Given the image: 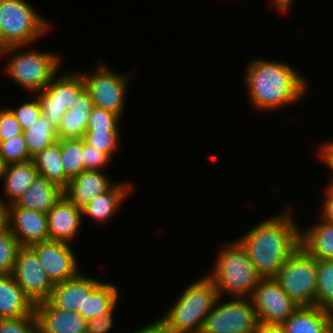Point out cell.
Returning <instances> with one entry per match:
<instances>
[{
  "instance_id": "obj_37",
  "label": "cell",
  "mask_w": 333,
  "mask_h": 333,
  "mask_svg": "<svg viewBox=\"0 0 333 333\" xmlns=\"http://www.w3.org/2000/svg\"><path fill=\"white\" fill-rule=\"evenodd\" d=\"M83 162L85 170L103 171L112 162V158L86 143L83 139Z\"/></svg>"
},
{
  "instance_id": "obj_18",
  "label": "cell",
  "mask_w": 333,
  "mask_h": 333,
  "mask_svg": "<svg viewBox=\"0 0 333 333\" xmlns=\"http://www.w3.org/2000/svg\"><path fill=\"white\" fill-rule=\"evenodd\" d=\"M38 333H78L86 331L87 321L78 312L54 308L48 301L35 305Z\"/></svg>"
},
{
  "instance_id": "obj_6",
  "label": "cell",
  "mask_w": 333,
  "mask_h": 333,
  "mask_svg": "<svg viewBox=\"0 0 333 333\" xmlns=\"http://www.w3.org/2000/svg\"><path fill=\"white\" fill-rule=\"evenodd\" d=\"M50 24L29 1L0 0L1 51L10 46H33L50 33Z\"/></svg>"
},
{
  "instance_id": "obj_8",
  "label": "cell",
  "mask_w": 333,
  "mask_h": 333,
  "mask_svg": "<svg viewBox=\"0 0 333 333\" xmlns=\"http://www.w3.org/2000/svg\"><path fill=\"white\" fill-rule=\"evenodd\" d=\"M274 278L297 305L315 306L317 260L301 247L284 263Z\"/></svg>"
},
{
  "instance_id": "obj_20",
  "label": "cell",
  "mask_w": 333,
  "mask_h": 333,
  "mask_svg": "<svg viewBox=\"0 0 333 333\" xmlns=\"http://www.w3.org/2000/svg\"><path fill=\"white\" fill-rule=\"evenodd\" d=\"M94 107L88 90L84 87L75 97L73 106L67 110L57 126L59 139H83Z\"/></svg>"
},
{
  "instance_id": "obj_9",
  "label": "cell",
  "mask_w": 333,
  "mask_h": 333,
  "mask_svg": "<svg viewBox=\"0 0 333 333\" xmlns=\"http://www.w3.org/2000/svg\"><path fill=\"white\" fill-rule=\"evenodd\" d=\"M219 296L200 333H256L258 315L249 297ZM222 301V302H221Z\"/></svg>"
},
{
  "instance_id": "obj_30",
  "label": "cell",
  "mask_w": 333,
  "mask_h": 333,
  "mask_svg": "<svg viewBox=\"0 0 333 333\" xmlns=\"http://www.w3.org/2000/svg\"><path fill=\"white\" fill-rule=\"evenodd\" d=\"M83 159V139H61V164L70 180L85 170Z\"/></svg>"
},
{
  "instance_id": "obj_39",
  "label": "cell",
  "mask_w": 333,
  "mask_h": 333,
  "mask_svg": "<svg viewBox=\"0 0 333 333\" xmlns=\"http://www.w3.org/2000/svg\"><path fill=\"white\" fill-rule=\"evenodd\" d=\"M116 306L108 313L97 316L87 321V333H109L114 326V312Z\"/></svg>"
},
{
  "instance_id": "obj_33",
  "label": "cell",
  "mask_w": 333,
  "mask_h": 333,
  "mask_svg": "<svg viewBox=\"0 0 333 333\" xmlns=\"http://www.w3.org/2000/svg\"><path fill=\"white\" fill-rule=\"evenodd\" d=\"M119 133L120 131H86L83 139L113 159L121 144L119 140L121 134Z\"/></svg>"
},
{
  "instance_id": "obj_45",
  "label": "cell",
  "mask_w": 333,
  "mask_h": 333,
  "mask_svg": "<svg viewBox=\"0 0 333 333\" xmlns=\"http://www.w3.org/2000/svg\"><path fill=\"white\" fill-rule=\"evenodd\" d=\"M256 333H286L283 325L259 323Z\"/></svg>"
},
{
  "instance_id": "obj_29",
  "label": "cell",
  "mask_w": 333,
  "mask_h": 333,
  "mask_svg": "<svg viewBox=\"0 0 333 333\" xmlns=\"http://www.w3.org/2000/svg\"><path fill=\"white\" fill-rule=\"evenodd\" d=\"M315 306L333 314V259L317 260Z\"/></svg>"
},
{
  "instance_id": "obj_17",
  "label": "cell",
  "mask_w": 333,
  "mask_h": 333,
  "mask_svg": "<svg viewBox=\"0 0 333 333\" xmlns=\"http://www.w3.org/2000/svg\"><path fill=\"white\" fill-rule=\"evenodd\" d=\"M104 171L84 170L70 180L63 195L75 206L83 208L97 195L108 191L116 182Z\"/></svg>"
},
{
  "instance_id": "obj_10",
  "label": "cell",
  "mask_w": 333,
  "mask_h": 333,
  "mask_svg": "<svg viewBox=\"0 0 333 333\" xmlns=\"http://www.w3.org/2000/svg\"><path fill=\"white\" fill-rule=\"evenodd\" d=\"M80 72H59L41 92L35 94L40 102L42 115L56 127L63 114L73 106L76 95L85 87Z\"/></svg>"
},
{
  "instance_id": "obj_23",
  "label": "cell",
  "mask_w": 333,
  "mask_h": 333,
  "mask_svg": "<svg viewBox=\"0 0 333 333\" xmlns=\"http://www.w3.org/2000/svg\"><path fill=\"white\" fill-rule=\"evenodd\" d=\"M29 314H35V305L11 274L0 275V318H17Z\"/></svg>"
},
{
  "instance_id": "obj_13",
  "label": "cell",
  "mask_w": 333,
  "mask_h": 333,
  "mask_svg": "<svg viewBox=\"0 0 333 333\" xmlns=\"http://www.w3.org/2000/svg\"><path fill=\"white\" fill-rule=\"evenodd\" d=\"M71 245L65 242L47 240L29 246L36 253L53 284L72 279L81 272L76 253Z\"/></svg>"
},
{
  "instance_id": "obj_24",
  "label": "cell",
  "mask_w": 333,
  "mask_h": 333,
  "mask_svg": "<svg viewBox=\"0 0 333 333\" xmlns=\"http://www.w3.org/2000/svg\"><path fill=\"white\" fill-rule=\"evenodd\" d=\"M332 325V313L317 306H300L283 324L286 333H325Z\"/></svg>"
},
{
  "instance_id": "obj_47",
  "label": "cell",
  "mask_w": 333,
  "mask_h": 333,
  "mask_svg": "<svg viewBox=\"0 0 333 333\" xmlns=\"http://www.w3.org/2000/svg\"><path fill=\"white\" fill-rule=\"evenodd\" d=\"M325 333H333V325Z\"/></svg>"
},
{
  "instance_id": "obj_31",
  "label": "cell",
  "mask_w": 333,
  "mask_h": 333,
  "mask_svg": "<svg viewBox=\"0 0 333 333\" xmlns=\"http://www.w3.org/2000/svg\"><path fill=\"white\" fill-rule=\"evenodd\" d=\"M21 247L9 227L0 230V275L12 274Z\"/></svg>"
},
{
  "instance_id": "obj_1",
  "label": "cell",
  "mask_w": 333,
  "mask_h": 333,
  "mask_svg": "<svg viewBox=\"0 0 333 333\" xmlns=\"http://www.w3.org/2000/svg\"><path fill=\"white\" fill-rule=\"evenodd\" d=\"M292 206L267 217L235 238L247 251L261 278H274L300 247V226ZM291 209V210H290Z\"/></svg>"
},
{
  "instance_id": "obj_16",
  "label": "cell",
  "mask_w": 333,
  "mask_h": 333,
  "mask_svg": "<svg viewBox=\"0 0 333 333\" xmlns=\"http://www.w3.org/2000/svg\"><path fill=\"white\" fill-rule=\"evenodd\" d=\"M86 275L82 271L74 278L54 284L47 300L54 308L68 312H77L83 307L86 296L103 281Z\"/></svg>"
},
{
  "instance_id": "obj_19",
  "label": "cell",
  "mask_w": 333,
  "mask_h": 333,
  "mask_svg": "<svg viewBox=\"0 0 333 333\" xmlns=\"http://www.w3.org/2000/svg\"><path fill=\"white\" fill-rule=\"evenodd\" d=\"M133 183L116 182L108 191L97 195L82 208L83 218L89 217L92 221L105 224L112 220L124 200L134 191ZM133 189V190H132Z\"/></svg>"
},
{
  "instance_id": "obj_22",
  "label": "cell",
  "mask_w": 333,
  "mask_h": 333,
  "mask_svg": "<svg viewBox=\"0 0 333 333\" xmlns=\"http://www.w3.org/2000/svg\"><path fill=\"white\" fill-rule=\"evenodd\" d=\"M314 225L300 227V247L316 260L333 259V223L319 216Z\"/></svg>"
},
{
  "instance_id": "obj_5",
  "label": "cell",
  "mask_w": 333,
  "mask_h": 333,
  "mask_svg": "<svg viewBox=\"0 0 333 333\" xmlns=\"http://www.w3.org/2000/svg\"><path fill=\"white\" fill-rule=\"evenodd\" d=\"M207 276L216 286L218 296L250 297L261 277L247 251L234 239L223 243Z\"/></svg>"
},
{
  "instance_id": "obj_11",
  "label": "cell",
  "mask_w": 333,
  "mask_h": 333,
  "mask_svg": "<svg viewBox=\"0 0 333 333\" xmlns=\"http://www.w3.org/2000/svg\"><path fill=\"white\" fill-rule=\"evenodd\" d=\"M260 323L283 325L300 307L275 278H261L249 297Z\"/></svg>"
},
{
  "instance_id": "obj_42",
  "label": "cell",
  "mask_w": 333,
  "mask_h": 333,
  "mask_svg": "<svg viewBox=\"0 0 333 333\" xmlns=\"http://www.w3.org/2000/svg\"><path fill=\"white\" fill-rule=\"evenodd\" d=\"M132 333H166L162 323L155 319V321H152L151 323L147 324L146 326L138 327V329H135Z\"/></svg>"
},
{
  "instance_id": "obj_35",
  "label": "cell",
  "mask_w": 333,
  "mask_h": 333,
  "mask_svg": "<svg viewBox=\"0 0 333 333\" xmlns=\"http://www.w3.org/2000/svg\"><path fill=\"white\" fill-rule=\"evenodd\" d=\"M121 120L117 114L94 106L87 131H121Z\"/></svg>"
},
{
  "instance_id": "obj_36",
  "label": "cell",
  "mask_w": 333,
  "mask_h": 333,
  "mask_svg": "<svg viewBox=\"0 0 333 333\" xmlns=\"http://www.w3.org/2000/svg\"><path fill=\"white\" fill-rule=\"evenodd\" d=\"M0 333H38L36 314L17 318H0Z\"/></svg>"
},
{
  "instance_id": "obj_21",
  "label": "cell",
  "mask_w": 333,
  "mask_h": 333,
  "mask_svg": "<svg viewBox=\"0 0 333 333\" xmlns=\"http://www.w3.org/2000/svg\"><path fill=\"white\" fill-rule=\"evenodd\" d=\"M63 189L37 174L29 189L9 207H20L47 213L62 197Z\"/></svg>"
},
{
  "instance_id": "obj_46",
  "label": "cell",
  "mask_w": 333,
  "mask_h": 333,
  "mask_svg": "<svg viewBox=\"0 0 333 333\" xmlns=\"http://www.w3.org/2000/svg\"><path fill=\"white\" fill-rule=\"evenodd\" d=\"M5 166H6V164L4 163V161L2 160V158L0 156V180L2 179L3 173L5 171Z\"/></svg>"
},
{
  "instance_id": "obj_38",
  "label": "cell",
  "mask_w": 333,
  "mask_h": 333,
  "mask_svg": "<svg viewBox=\"0 0 333 333\" xmlns=\"http://www.w3.org/2000/svg\"><path fill=\"white\" fill-rule=\"evenodd\" d=\"M23 133L13 112L6 106L0 109V142Z\"/></svg>"
},
{
  "instance_id": "obj_28",
  "label": "cell",
  "mask_w": 333,
  "mask_h": 333,
  "mask_svg": "<svg viewBox=\"0 0 333 333\" xmlns=\"http://www.w3.org/2000/svg\"><path fill=\"white\" fill-rule=\"evenodd\" d=\"M23 135L27 144L28 153L31 157H34L44 148L53 145L59 140L57 127L43 115L24 130Z\"/></svg>"
},
{
  "instance_id": "obj_32",
  "label": "cell",
  "mask_w": 333,
  "mask_h": 333,
  "mask_svg": "<svg viewBox=\"0 0 333 333\" xmlns=\"http://www.w3.org/2000/svg\"><path fill=\"white\" fill-rule=\"evenodd\" d=\"M0 156L6 165L32 160L23 133L0 142Z\"/></svg>"
},
{
  "instance_id": "obj_34",
  "label": "cell",
  "mask_w": 333,
  "mask_h": 333,
  "mask_svg": "<svg viewBox=\"0 0 333 333\" xmlns=\"http://www.w3.org/2000/svg\"><path fill=\"white\" fill-rule=\"evenodd\" d=\"M30 99L23 100L18 106L8 107L14 114L16 120L19 122L22 130H26L33 124L36 119L42 115V109L38 97L33 95Z\"/></svg>"
},
{
  "instance_id": "obj_14",
  "label": "cell",
  "mask_w": 333,
  "mask_h": 333,
  "mask_svg": "<svg viewBox=\"0 0 333 333\" xmlns=\"http://www.w3.org/2000/svg\"><path fill=\"white\" fill-rule=\"evenodd\" d=\"M47 223L50 240L72 244L81 232L82 209L62 195L47 212Z\"/></svg>"
},
{
  "instance_id": "obj_3",
  "label": "cell",
  "mask_w": 333,
  "mask_h": 333,
  "mask_svg": "<svg viewBox=\"0 0 333 333\" xmlns=\"http://www.w3.org/2000/svg\"><path fill=\"white\" fill-rule=\"evenodd\" d=\"M28 47L30 45L4 48L0 59L6 57L7 61L1 68V73H5L6 77L11 78L28 95L31 94V97L32 94L41 92L62 71L60 67L63 66V58L52 51L41 52L32 46Z\"/></svg>"
},
{
  "instance_id": "obj_7",
  "label": "cell",
  "mask_w": 333,
  "mask_h": 333,
  "mask_svg": "<svg viewBox=\"0 0 333 333\" xmlns=\"http://www.w3.org/2000/svg\"><path fill=\"white\" fill-rule=\"evenodd\" d=\"M85 88L95 107L113 112L123 119L131 75L111 70L97 61L91 71L81 72Z\"/></svg>"
},
{
  "instance_id": "obj_40",
  "label": "cell",
  "mask_w": 333,
  "mask_h": 333,
  "mask_svg": "<svg viewBox=\"0 0 333 333\" xmlns=\"http://www.w3.org/2000/svg\"><path fill=\"white\" fill-rule=\"evenodd\" d=\"M323 191L324 194L319 207V216L325 221L333 223V186L326 185Z\"/></svg>"
},
{
  "instance_id": "obj_4",
  "label": "cell",
  "mask_w": 333,
  "mask_h": 333,
  "mask_svg": "<svg viewBox=\"0 0 333 333\" xmlns=\"http://www.w3.org/2000/svg\"><path fill=\"white\" fill-rule=\"evenodd\" d=\"M218 297L213 281L204 275L186 286L157 319L166 333H200Z\"/></svg>"
},
{
  "instance_id": "obj_41",
  "label": "cell",
  "mask_w": 333,
  "mask_h": 333,
  "mask_svg": "<svg viewBox=\"0 0 333 333\" xmlns=\"http://www.w3.org/2000/svg\"><path fill=\"white\" fill-rule=\"evenodd\" d=\"M322 144V145H321ZM319 144V148L317 151L319 160L325 164V166L333 172V140L325 141L324 143ZM330 181H328L327 185L333 186V173L332 176L329 177Z\"/></svg>"
},
{
  "instance_id": "obj_15",
  "label": "cell",
  "mask_w": 333,
  "mask_h": 333,
  "mask_svg": "<svg viewBox=\"0 0 333 333\" xmlns=\"http://www.w3.org/2000/svg\"><path fill=\"white\" fill-rule=\"evenodd\" d=\"M8 227L21 246L50 240L47 213L9 207Z\"/></svg>"
},
{
  "instance_id": "obj_12",
  "label": "cell",
  "mask_w": 333,
  "mask_h": 333,
  "mask_svg": "<svg viewBox=\"0 0 333 333\" xmlns=\"http://www.w3.org/2000/svg\"><path fill=\"white\" fill-rule=\"evenodd\" d=\"M11 275L34 305L49 299L54 284L29 246H22L17 252Z\"/></svg>"
},
{
  "instance_id": "obj_25",
  "label": "cell",
  "mask_w": 333,
  "mask_h": 333,
  "mask_svg": "<svg viewBox=\"0 0 333 333\" xmlns=\"http://www.w3.org/2000/svg\"><path fill=\"white\" fill-rule=\"evenodd\" d=\"M38 172L32 160L23 163H11L5 166L2 176L4 196L9 205L23 195L32 184Z\"/></svg>"
},
{
  "instance_id": "obj_43",
  "label": "cell",
  "mask_w": 333,
  "mask_h": 333,
  "mask_svg": "<svg viewBox=\"0 0 333 333\" xmlns=\"http://www.w3.org/2000/svg\"><path fill=\"white\" fill-rule=\"evenodd\" d=\"M1 197V195H0ZM9 204L1 197L0 198V230L8 227Z\"/></svg>"
},
{
  "instance_id": "obj_26",
  "label": "cell",
  "mask_w": 333,
  "mask_h": 333,
  "mask_svg": "<svg viewBox=\"0 0 333 333\" xmlns=\"http://www.w3.org/2000/svg\"><path fill=\"white\" fill-rule=\"evenodd\" d=\"M117 287L114 283L103 280L89 296H86L83 307L79 308L77 312L86 321L110 312L118 305L119 298H121Z\"/></svg>"
},
{
  "instance_id": "obj_44",
  "label": "cell",
  "mask_w": 333,
  "mask_h": 333,
  "mask_svg": "<svg viewBox=\"0 0 333 333\" xmlns=\"http://www.w3.org/2000/svg\"><path fill=\"white\" fill-rule=\"evenodd\" d=\"M272 7L276 8L275 10L278 11L280 14H285L290 11L294 4V0H269Z\"/></svg>"
},
{
  "instance_id": "obj_27",
  "label": "cell",
  "mask_w": 333,
  "mask_h": 333,
  "mask_svg": "<svg viewBox=\"0 0 333 333\" xmlns=\"http://www.w3.org/2000/svg\"><path fill=\"white\" fill-rule=\"evenodd\" d=\"M32 161L39 175L65 189L70 179L66 176L61 164V139L53 145L44 148L32 157Z\"/></svg>"
},
{
  "instance_id": "obj_2",
  "label": "cell",
  "mask_w": 333,
  "mask_h": 333,
  "mask_svg": "<svg viewBox=\"0 0 333 333\" xmlns=\"http://www.w3.org/2000/svg\"><path fill=\"white\" fill-rule=\"evenodd\" d=\"M285 62L254 58L245 65L242 77L255 110L273 113L305 99L309 79Z\"/></svg>"
}]
</instances>
